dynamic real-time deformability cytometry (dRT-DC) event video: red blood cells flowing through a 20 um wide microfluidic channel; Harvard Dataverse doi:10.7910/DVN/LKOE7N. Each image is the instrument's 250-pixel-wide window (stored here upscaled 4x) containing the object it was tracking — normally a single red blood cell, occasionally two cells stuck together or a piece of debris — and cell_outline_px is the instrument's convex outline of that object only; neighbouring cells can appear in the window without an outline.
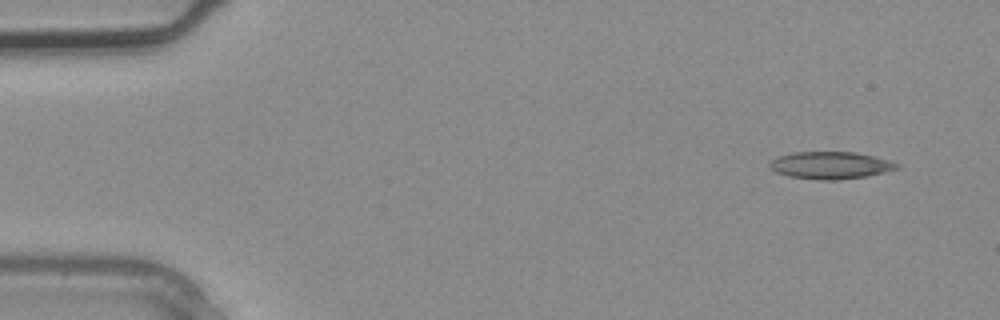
{"species": "common noctule bat (a hibernating species)", "species_latin": "Nyctalus noctula", "temperature_condition": "warm", "stored_images_in_passage": 4, "camera_frame_rate_fps": 3000, "um_per_image_px": 0.085, "animal": {"sex": "male", "body_mass_g": 20.4}, "frame": {"image": 1, "passage_image": 1, "time_ms": 0.0, "image_size_px": [1000, 320], "cell_outline_px": [[900, 168], [868, 176], [836, 180], [820, 180], [788, 176], [776, 172], [768, 168], [768, 164], [776, 156], [792, 152], [856, 152], [888, 160], [900, 164]], "centroid_in_image_um": [70.56, 14.05], "position_along_channel_um": 14.4, "area_um2": 20.35}}